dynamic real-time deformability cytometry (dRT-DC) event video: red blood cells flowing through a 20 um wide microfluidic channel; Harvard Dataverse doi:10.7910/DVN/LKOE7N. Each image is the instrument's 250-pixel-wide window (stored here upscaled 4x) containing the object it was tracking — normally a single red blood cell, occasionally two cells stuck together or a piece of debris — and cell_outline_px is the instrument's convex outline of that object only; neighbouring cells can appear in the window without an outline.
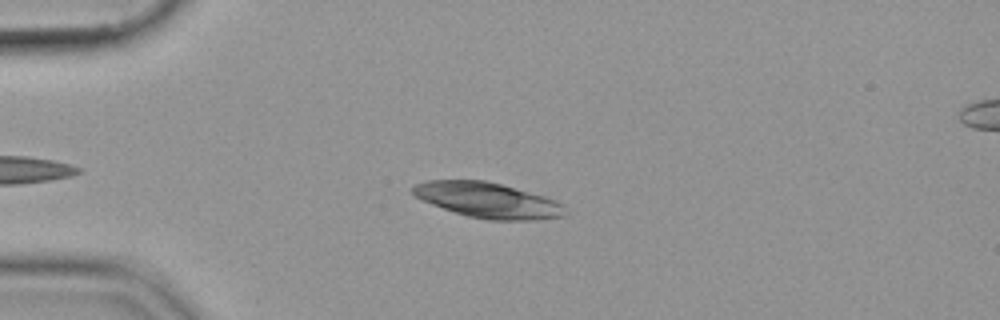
{"species": "common noctule bat (a hibernating species)", "species_latin": "Nyctalus noctula", "temperature_condition": "cold", "stored_images_in_passage": 51, "camera_frame_rate_fps": 3000, "um_per_image_px": 0.085, "animal": {"sex": "female", "body_mass_g": 19.9}, "frame": {"image": 1, "passage_image": 11, "time_ms": 3.333, "image_size_px": [1000, 320], "cell_outline_px": [[564, 216], [536, 220], [488, 220], [468, 216], [432, 204], [416, 196], [412, 192], [412, 188], [416, 184], [428, 180], [488, 180], [544, 196], [556, 200], [564, 204]], "centroid_in_image_um": [41.49, 17.01], "position_along_channel_um": 43.5, "area_um2": 31.15}}